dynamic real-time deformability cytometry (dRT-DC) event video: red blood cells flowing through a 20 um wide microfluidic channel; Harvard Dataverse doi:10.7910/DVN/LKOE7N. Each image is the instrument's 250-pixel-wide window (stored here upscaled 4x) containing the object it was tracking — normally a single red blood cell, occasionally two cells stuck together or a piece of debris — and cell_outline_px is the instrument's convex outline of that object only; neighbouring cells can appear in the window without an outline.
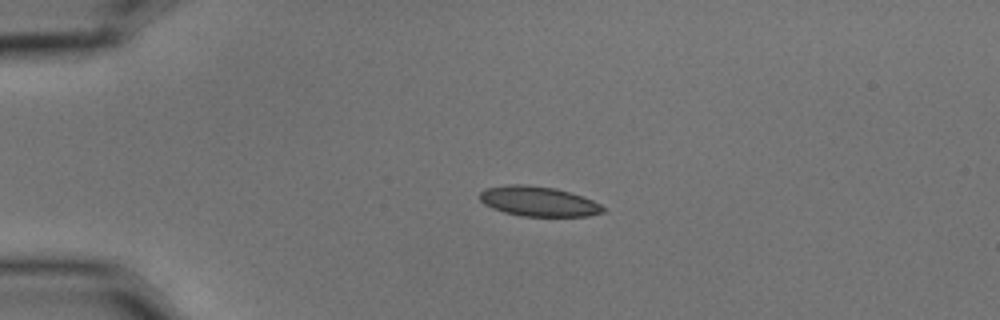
{"species": "common noctule bat (a hibernating species)", "species_latin": "Nyctalus noctula", "temperature_condition": "cold", "stored_images_in_passage": 4, "camera_frame_rate_fps": 3000, "um_per_image_px": 0.085, "animal": {"sex": "male", "body_mass_g": 15.6}, "frame": {"image": 1, "passage_image": 3, "time_ms": 0.667, "image_size_px": [1000, 320], "cell_outline_px": [[604, 212], [588, 216], [520, 216], [504, 212], [492, 208], [484, 204], [480, 200], [480, 192], [484, 188], [508, 184], [524, 184], [556, 188], [592, 200], [600, 204], [604, 208]], "centroid_in_image_um": [45.72, 17.11], "position_along_channel_um": 39.3, "area_um2": 21.44}}